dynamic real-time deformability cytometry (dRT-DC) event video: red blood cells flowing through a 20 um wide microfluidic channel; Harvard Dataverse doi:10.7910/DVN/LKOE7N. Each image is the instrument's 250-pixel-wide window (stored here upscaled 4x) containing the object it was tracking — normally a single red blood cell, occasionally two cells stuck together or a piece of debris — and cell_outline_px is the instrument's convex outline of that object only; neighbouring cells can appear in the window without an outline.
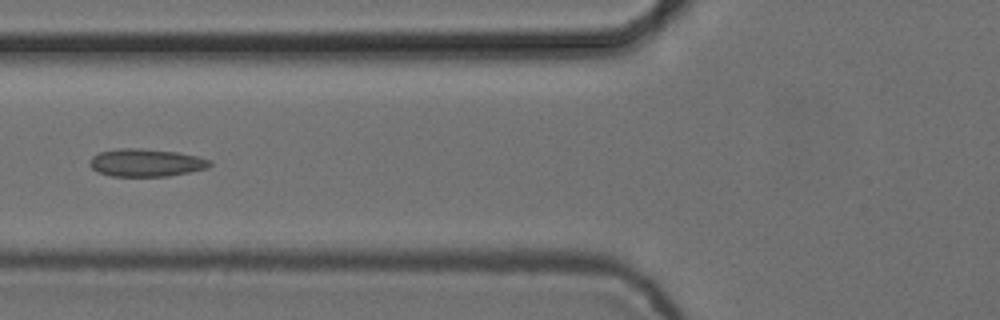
{"species": "common noctule bat (a hibernating species)", "species_latin": "Nyctalus noctula", "temperature_condition": "cold", "stored_images_in_passage": 7, "camera_frame_rate_fps": 3000, "um_per_image_px": 0.085, "animal": {"sex": "female", "body_mass_g": 24.6, "forearm_length_mm": 56.2}, "frame": {"image": 1, "passage_image": 7, "time_ms": 2.0, "image_size_px": [1000, 320], "cell_outline_px": [[212, 164], [208, 168], [168, 176], [112, 176], [100, 172], [92, 168], [88, 164], [88, 160], [92, 156], [100, 152], [120, 148], [140, 148], [176, 152], [200, 156], [212, 160]], "centroid_in_image_um": [12.43, 13.82], "position_along_channel_um": 113.4, "area_um2": 19.48}}